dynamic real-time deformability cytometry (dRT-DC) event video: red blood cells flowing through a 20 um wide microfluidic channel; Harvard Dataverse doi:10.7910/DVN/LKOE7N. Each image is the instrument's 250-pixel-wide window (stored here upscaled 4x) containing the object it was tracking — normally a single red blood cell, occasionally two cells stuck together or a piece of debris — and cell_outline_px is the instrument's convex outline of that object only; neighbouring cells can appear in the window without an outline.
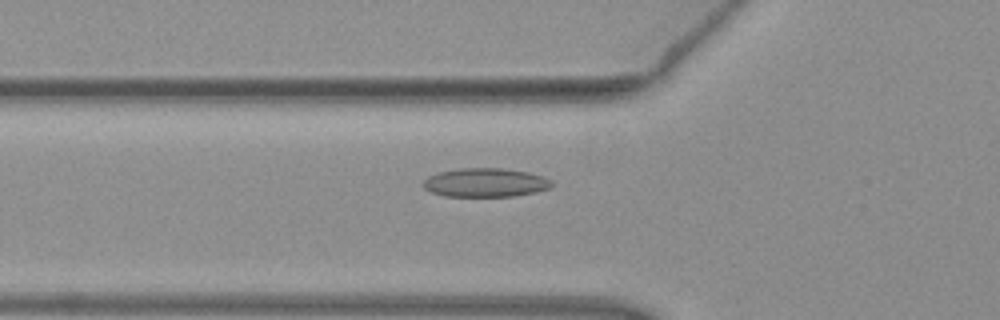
{"species": "common noctule bat (a hibernating species)", "species_latin": "Nyctalus noctula", "temperature_condition": "warm", "stored_images_in_passage": 2, "camera_frame_rate_fps": 3000, "um_per_image_px": 0.085, "animal": {"sex": "female", "body_mass_g": 19.3, "forearm_length_mm": 54.1}, "frame": {"image": 1, "passage_image": 2, "time_ms": 0.333, "image_size_px": [1000, 320], "cell_outline_px": [[552, 188], [536, 192], [512, 196], [444, 196], [432, 192], [424, 188], [420, 184], [428, 176], [436, 172], [460, 168], [500, 168], [528, 172], [544, 176], [552, 180]], "centroid_in_image_um": [41.25, 15.51], "position_along_channel_um": 84.6, "area_um2": 21.79}}